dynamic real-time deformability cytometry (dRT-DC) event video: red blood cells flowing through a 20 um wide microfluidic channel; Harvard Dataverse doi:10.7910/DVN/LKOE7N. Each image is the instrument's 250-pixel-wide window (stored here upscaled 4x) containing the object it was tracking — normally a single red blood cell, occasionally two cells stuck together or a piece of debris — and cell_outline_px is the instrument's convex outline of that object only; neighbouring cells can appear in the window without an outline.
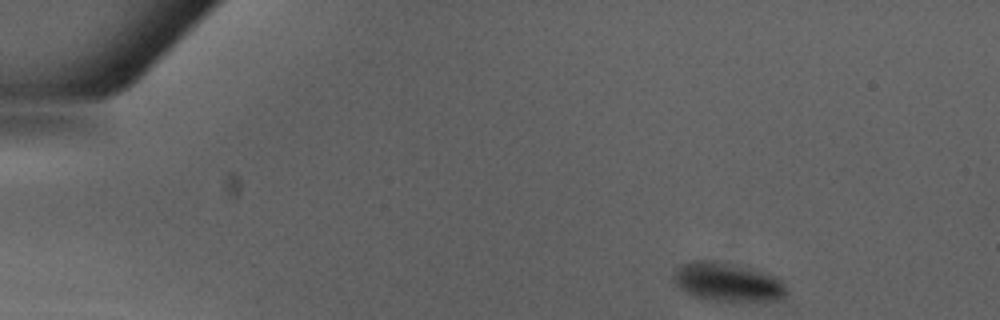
{"species": "Egyptian fruit bat (a non-hibernating species)", "species_latin": "Rousettus aegyptiacus", "temperature_condition": "warm", "stored_images_in_passage": 37, "camera_frame_rate_fps": 3000, "um_per_image_px": 0.085, "animal": {"sex": "male"}, "frame": {"image": 1, "passage_image": 1, "time_ms": 0.0, "image_size_px": [1000, 320], "cell_outline_px": [[788, 292], [784, 300], [760, 304], [744, 304], [700, 300], [684, 292], [672, 280], [672, 272], [680, 264], [692, 260], [708, 260], [752, 268], [772, 276], [780, 280], [784, 284]], "centroid_in_image_um": [61.86, 24.06], "position_along_channel_um": 23.1, "area_um2": 27.05}}
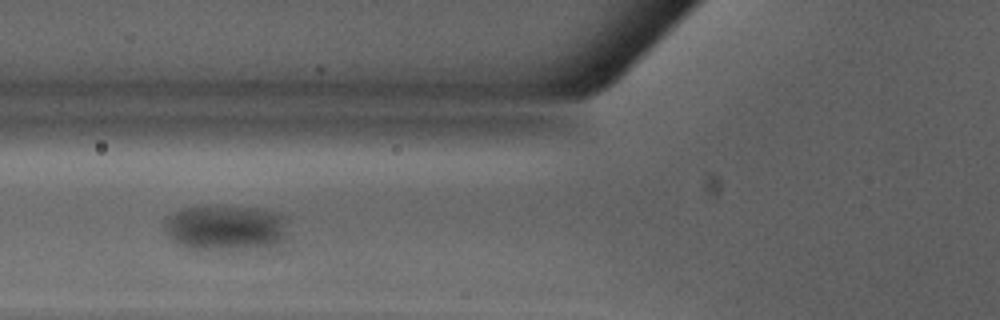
{"frame": {"image": 2, "passage_image": 14, "time_ms": 4.333, "image_size_px": [1000, 320], "cell_outline_px": [[280, 236], [276, 240], [268, 244], [200, 248], [196, 248], [184, 244], [176, 240], [164, 228], [168, 220], [176, 212], [188, 208], [252, 208], [280, 216]], "centroid_in_image_um": [19.01, 19.31], "position_along_channel_um": 106.8, "area_um2": 28.26}}
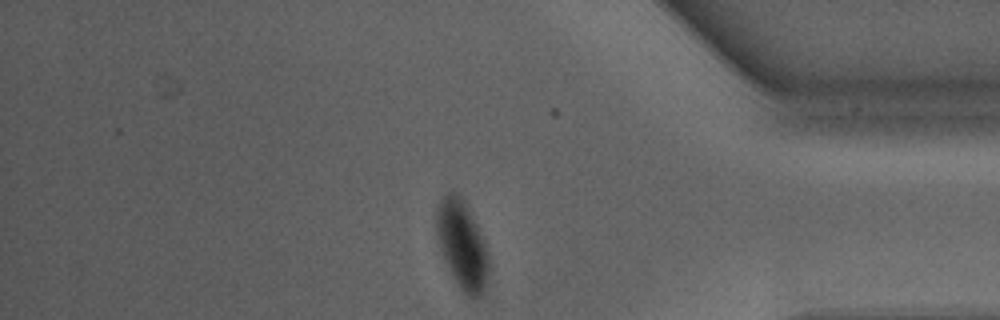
{"frame": {"image": 3, "passage_image": 36, "time_ms": 11.667, "image_size_px": [1000, 320], "cell_outline_px": [[488, 276], [484, 292], [476, 300], [472, 300], [460, 288], [452, 276], [448, 268], [440, 248], [436, 236], [436, 208], [440, 196], [448, 192], [456, 192], [460, 196], [472, 216], [484, 240], [488, 252]], "centroid_in_image_um": [39.26, 20.82], "position_along_channel_um": 395.9, "area_um2": 27.05}}